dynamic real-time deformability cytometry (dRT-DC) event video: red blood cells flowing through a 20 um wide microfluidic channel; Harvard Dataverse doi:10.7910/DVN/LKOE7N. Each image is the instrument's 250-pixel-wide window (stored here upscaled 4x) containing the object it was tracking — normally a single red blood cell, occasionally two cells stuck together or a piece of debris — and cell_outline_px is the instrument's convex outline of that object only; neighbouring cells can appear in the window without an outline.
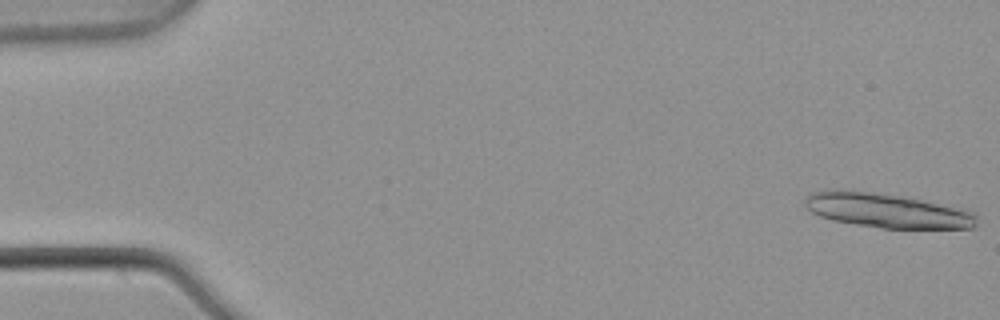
{"species": "common noctule bat (a hibernating species)", "species_latin": "Nyctalus noctula", "temperature_condition": "warm", "stored_images_in_passage": 5, "camera_frame_rate_fps": 3000, "um_per_image_px": 0.085, "animal": {"sex": "male", "body_mass_g": 21.5, "forearm_length_mm": 52.0}, "frame": {"image": 1, "passage_image": 1, "time_ms": 0.0, "image_size_px": [1000, 320], "cell_outline_px": [[976, 228], [880, 228], [832, 220], [820, 216], [812, 212], [804, 204], [804, 200], [808, 192], [832, 188], [836, 188], [900, 196], [920, 200], [976, 212]], "centroid_in_image_um": [75.3, 17.88], "position_along_channel_um": 9.7, "area_um2": 34.33}}